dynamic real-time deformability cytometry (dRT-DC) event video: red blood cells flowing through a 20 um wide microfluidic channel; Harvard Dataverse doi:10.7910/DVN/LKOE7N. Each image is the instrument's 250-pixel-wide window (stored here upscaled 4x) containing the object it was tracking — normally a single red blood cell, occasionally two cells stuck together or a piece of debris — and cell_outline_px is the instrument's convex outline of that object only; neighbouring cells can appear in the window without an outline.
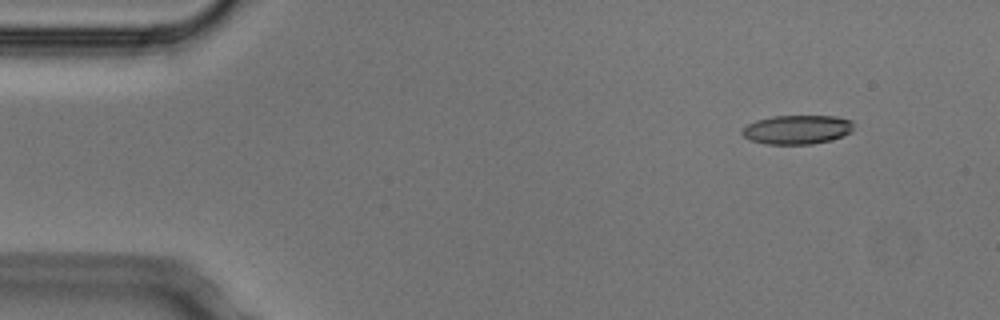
{"species": "Egyptian fruit bat (a non-hibernating species)", "species_latin": "Rousettus aegyptiacus", "temperature_condition": "cold", "stored_images_in_passage": 4, "camera_frame_rate_fps": 3000, "um_per_image_px": 0.085, "animal": {"sex": "male"}, "frame": {"image": 1, "passage_image": 2, "time_ms": 0.333, "image_size_px": [1000, 320], "cell_outline_px": [[852, 132], [832, 140], [812, 144], [768, 144], [748, 140], [740, 132], [748, 124], [756, 120], [772, 116], [836, 116], [852, 120]], "centroid_in_image_um": [67.75, 11.01], "position_along_channel_um": 17.2, "area_um2": 18.96}}